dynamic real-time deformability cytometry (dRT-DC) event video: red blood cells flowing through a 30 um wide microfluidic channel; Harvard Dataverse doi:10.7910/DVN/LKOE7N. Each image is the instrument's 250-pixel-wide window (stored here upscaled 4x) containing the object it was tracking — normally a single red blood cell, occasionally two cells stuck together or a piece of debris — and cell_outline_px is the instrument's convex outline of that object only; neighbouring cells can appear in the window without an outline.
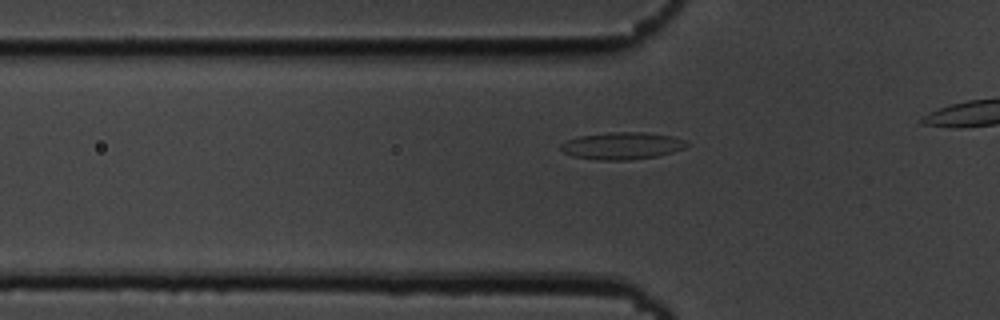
{"species": "common noctule bat (a hibernating species)", "species_latin": "Nyctalus noctula", "temperature_condition": "cold", "stored_images_in_passage": 21, "camera_frame_rate_fps": 3000, "um_per_image_px": 0.085, "animal": {"sex": "male", "body_mass_g": 19.5, "forearm_length_mm": 54.6}, "frame": {"image": 1, "passage_image": 8, "time_ms": 2.333, "image_size_px": [1000, 320], "cell_outline_px": [[688, 144], [684, 148], [672, 152], [656, 156], [628, 160], [600, 160], [572, 156], [564, 152], [560, 148], [560, 144], [568, 140], [580, 136], [608, 132], [644, 132], [672, 136], [684, 140]], "centroid_in_image_um": [52.86, 12.39], "position_along_channel_um": 72.9, "area_um2": 19.77}}
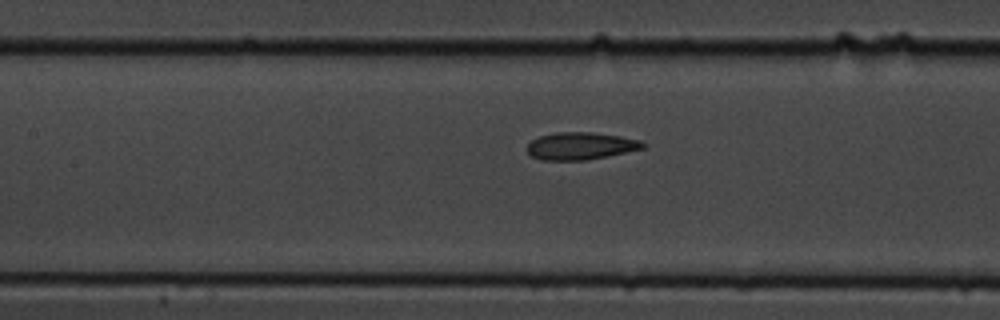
{"frame": {"image": 2, "passage_image": 15, "time_ms": 4.667, "image_size_px": [1000, 320], "cell_outline_px": [[648, 144], [644, 148], [608, 156], [588, 160], [540, 160], [532, 156], [528, 152], [528, 144], [532, 140], [540, 136], [556, 132], [592, 132], [620, 136], [640, 140]], "centroid_in_image_um": [49.38, 12.41], "position_along_channel_um": 158.0, "area_um2": 18.5}}
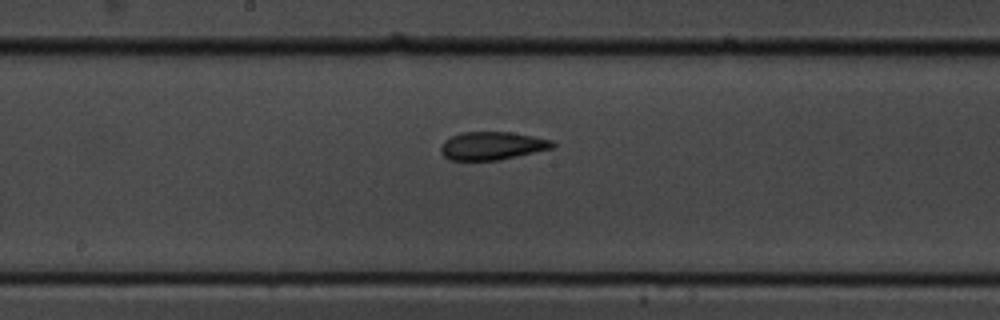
{"frame": {"image": 3, "passage_image": 19, "time_ms": 6.0, "image_size_px": [1000, 320], "cell_outline_px": [[556, 144], [552, 148], [500, 160], [448, 160], [440, 152], [440, 148], [444, 140], [452, 136], [464, 132], [512, 132], [552, 140]], "centroid_in_image_um": [41.81, 12.39], "position_along_channel_um": 206.4, "area_um2": 18.26}}